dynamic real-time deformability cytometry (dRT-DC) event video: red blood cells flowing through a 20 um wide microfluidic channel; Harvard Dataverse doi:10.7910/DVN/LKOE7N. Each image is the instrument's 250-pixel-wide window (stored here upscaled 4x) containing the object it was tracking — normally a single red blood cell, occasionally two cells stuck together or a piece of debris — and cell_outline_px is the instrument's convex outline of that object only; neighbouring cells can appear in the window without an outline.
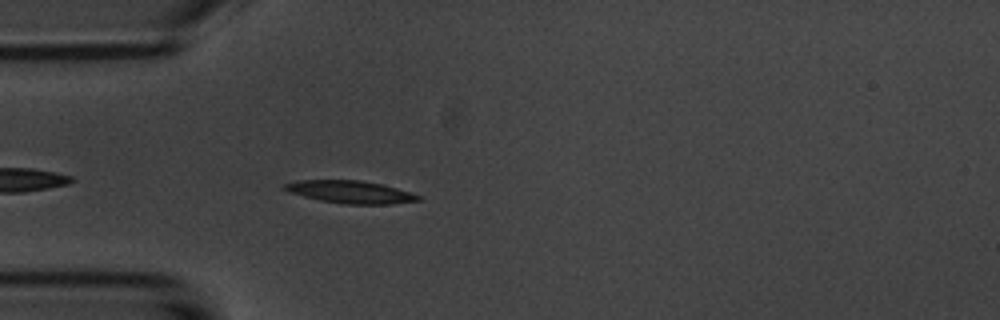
{"species": "common noctule bat (a hibernating species)", "species_latin": "Nyctalus noctula", "temperature_condition": "room temperature", "stored_images_in_passage": 43, "camera_frame_rate_fps": 3000, "um_per_image_px": 0.085, "animal": {"sex": "male", "body_mass_g": 20.1, "forearm_length_mm": 53.5}, "frame": {"image": 1, "passage_image": 4, "time_ms": 1.0, "image_size_px": [1000, 320], "cell_outline_px": [[420, 200], [392, 204], [344, 204], [320, 200], [288, 192], [280, 188], [280, 184], [300, 180], [360, 180], [380, 184], [412, 192], [420, 196]], "centroid_in_image_um": [29.72, 16.31], "position_along_channel_um": 55.3, "area_um2": 17.63}}
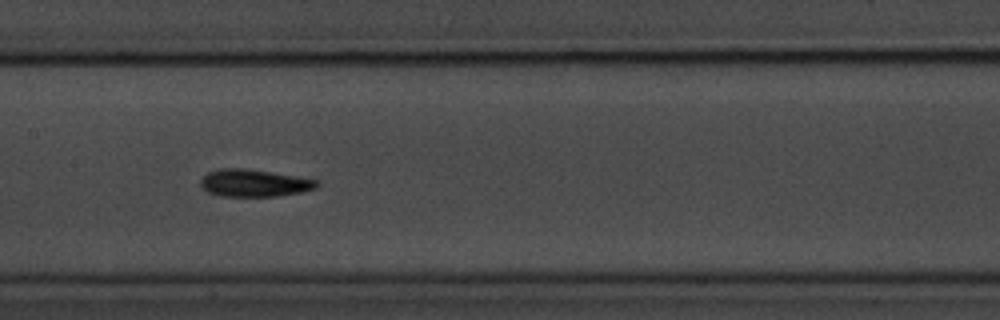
{"frame": {"image": 2, "passage_image": 15, "time_ms": 4.667, "image_size_px": [1000, 320], "cell_outline_px": [[320, 184], [316, 188], [300, 192], [276, 196], [220, 196], [208, 192], [200, 184], [200, 180], [208, 172], [220, 168], [244, 168], [272, 172], [296, 176], [316, 180]], "centroid_in_image_um": [21.59, 15.55], "position_along_channel_um": 185.8, "area_um2": 18.38}}
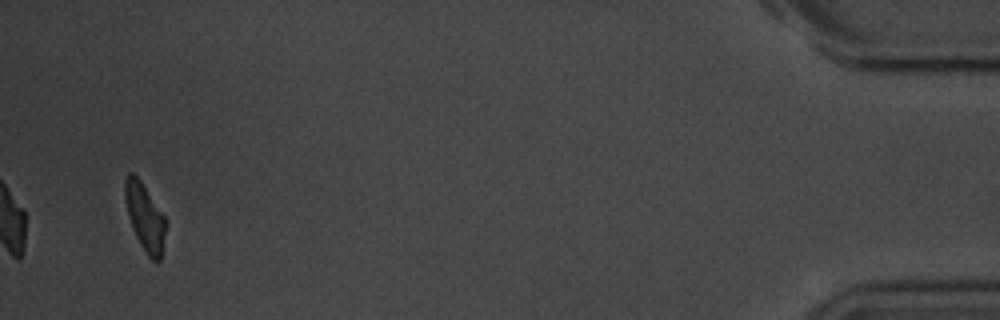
{"frame": {"image": 3, "passage_image": 41, "time_ms": 13.333, "image_size_px": [1000, 320], "cell_outline_px": [[164, 232], [160, 260], [152, 260], [148, 256], [140, 244], [132, 228], [128, 216], [124, 196], [124, 180], [128, 172], [132, 172], [140, 180], [164, 216]], "centroid_in_image_um": [12.26, 18.41], "position_along_channel_um": 422.9, "area_um2": 15.49}, "authors_computed_cell_mechanics": {"area_um2": 17.629, "velocity_mm_per_s": 3.6884, "shape_relaxation_time_tau1_ms": 2.6203, "shape_relaxation_time_tau2_ms": 3.1542, "deformation_change_tau1": 0.1166, "deformation_change_tau2": 0.1111}}